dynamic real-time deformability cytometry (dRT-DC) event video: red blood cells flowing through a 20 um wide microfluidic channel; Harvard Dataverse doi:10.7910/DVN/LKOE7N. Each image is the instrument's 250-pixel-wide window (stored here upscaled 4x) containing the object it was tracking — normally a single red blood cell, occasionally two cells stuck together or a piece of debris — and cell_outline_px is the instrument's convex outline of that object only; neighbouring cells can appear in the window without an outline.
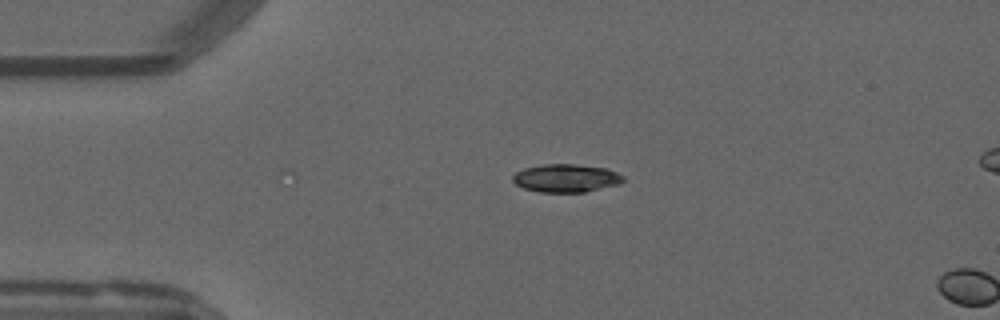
{"species": "common noctule bat (a hibernating species)", "species_latin": "Nyctalus noctula", "temperature_condition": "warm", "stored_images_in_passage": 2, "camera_frame_rate_fps": 3000, "um_per_image_px": 0.085, "animal": {"sex": "male", "forearm_length_mm": 52.5}, "frame": {"image": 1, "passage_image": 1, "time_ms": 0.0, "image_size_px": [1000, 320], "cell_outline_px": [[624, 180], [620, 184], [584, 192], [540, 192], [524, 188], [516, 184], [512, 180], [512, 176], [516, 172], [524, 168], [544, 164], [572, 164], [608, 168], [624, 176]], "centroid_in_image_um": [48.13, 15.14], "position_along_channel_um": 36.9, "area_um2": 18.09}}